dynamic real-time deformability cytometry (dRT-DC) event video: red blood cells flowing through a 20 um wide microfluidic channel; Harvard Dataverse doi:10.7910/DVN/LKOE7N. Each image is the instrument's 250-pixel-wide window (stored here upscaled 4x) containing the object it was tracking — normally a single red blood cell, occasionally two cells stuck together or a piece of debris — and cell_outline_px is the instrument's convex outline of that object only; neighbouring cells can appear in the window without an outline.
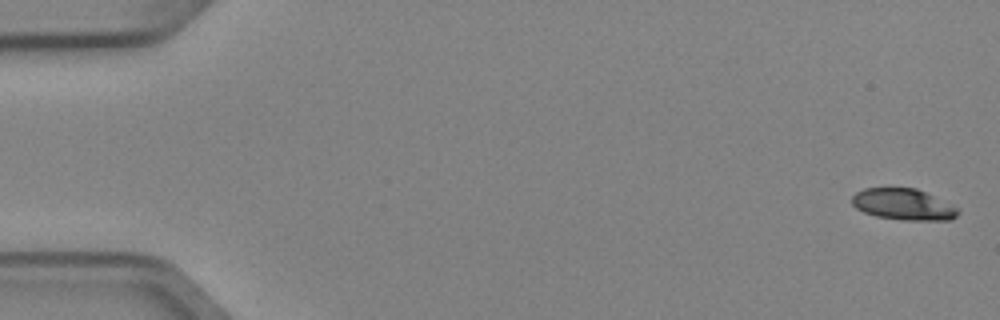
{"species": "Egyptian fruit bat (a non-hibernating species)", "species_latin": "Rousettus aegyptiacus", "temperature_condition": "cold", "stored_images_in_passage": 6, "segment_of_instrument_passage": [1, 2], "camera_frame_rate_fps": 3000, "um_per_image_px": 0.085, "animal": {"sex": "female"}, "frame": {"image": 1, "passage_image": 1, "time_ms": 0.0, "image_size_px": [1000, 320], "cell_outline_px": [[960, 212], [952, 220], [904, 220], [876, 216], [864, 212], [856, 208], [852, 204], [852, 196], [856, 192], [864, 188], [916, 188], [960, 208]], "centroid_in_image_um": [76.8, 17.37], "position_along_channel_um": 8.2, "area_um2": 19.36}}